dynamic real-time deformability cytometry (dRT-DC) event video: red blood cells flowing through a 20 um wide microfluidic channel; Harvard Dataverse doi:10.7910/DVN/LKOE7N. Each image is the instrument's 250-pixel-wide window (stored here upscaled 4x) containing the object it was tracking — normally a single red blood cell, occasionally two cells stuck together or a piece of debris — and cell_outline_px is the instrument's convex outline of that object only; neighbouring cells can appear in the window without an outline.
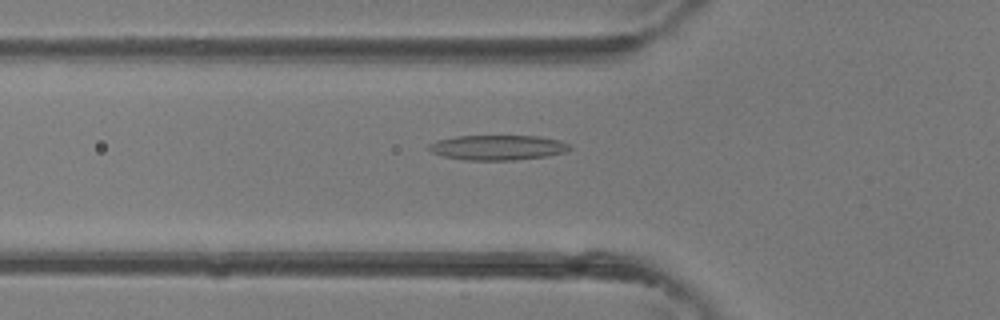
{"species": "common noctule bat (a hibernating species)", "species_latin": "Nyctalus noctula", "temperature_condition": "room temperature", "stored_images_in_passage": 39, "camera_frame_rate_fps": 3000, "um_per_image_px": 0.085, "animal": {"sex": "female"}, "frame": {"image": 1, "passage_image": 14, "time_ms": 4.333, "image_size_px": [1000, 320], "cell_outline_px": [[572, 148], [568, 152], [548, 156], [516, 160], [464, 160], [444, 156], [432, 152], [428, 148], [428, 144], [436, 140], [456, 136], [540, 136], [560, 140], [568, 144]], "centroid_in_image_um": [42.34, 12.54], "position_along_channel_um": 83.5, "area_um2": 20.69}}
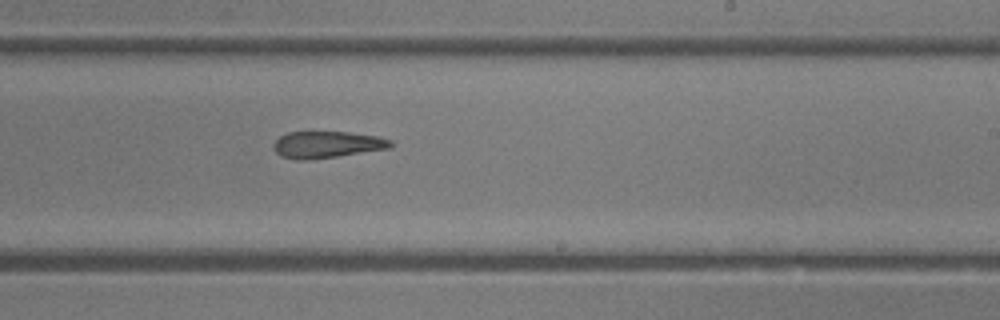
{"frame": {"image": 2, "passage_image": 24, "time_ms": 7.667, "image_size_px": [1000, 320], "cell_outline_px": [[392, 148], [308, 160], [296, 160], [280, 156], [272, 148], [272, 144], [280, 136], [288, 132], [348, 132], [376, 136], [392, 140]], "centroid_in_image_um": [27.76, 12.29], "position_along_channel_um": 261.2, "area_um2": 18.26}}
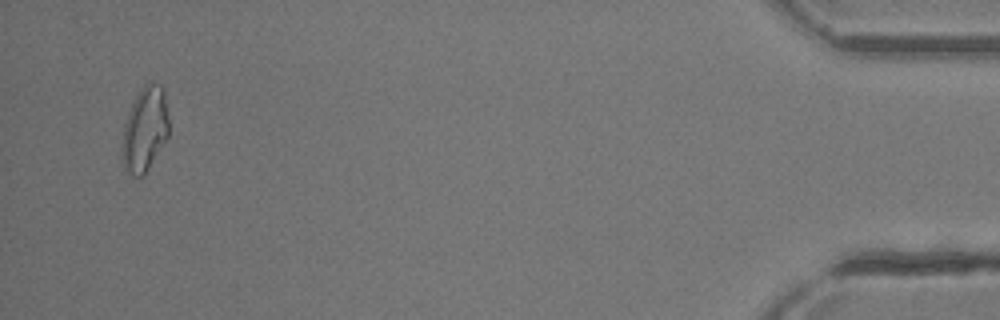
{"frame": {"image": 3, "passage_image": 38, "time_ms": 12.333, "image_size_px": [1000, 320], "cell_outline_px": [[168, 136], [144, 176], [132, 176], [124, 168], [120, 156], [120, 148], [124, 124], [128, 112], [136, 96], [144, 84], [160, 84], [164, 88], [168, 120]], "centroid_in_image_um": [12.28, 11.04], "position_along_channel_um": 422.9, "area_um2": 23.18}}